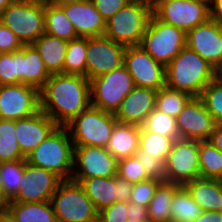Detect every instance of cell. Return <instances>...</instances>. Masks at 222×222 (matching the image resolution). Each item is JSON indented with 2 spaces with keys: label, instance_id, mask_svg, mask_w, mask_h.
Listing matches in <instances>:
<instances>
[{
  "label": "cell",
  "instance_id": "6da1fadb",
  "mask_svg": "<svg viewBox=\"0 0 222 222\" xmlns=\"http://www.w3.org/2000/svg\"><path fill=\"white\" fill-rule=\"evenodd\" d=\"M90 106V80L83 75L52 74L40 90V110L65 126Z\"/></svg>",
  "mask_w": 222,
  "mask_h": 222
},
{
  "label": "cell",
  "instance_id": "7a4b0ae2",
  "mask_svg": "<svg viewBox=\"0 0 222 222\" xmlns=\"http://www.w3.org/2000/svg\"><path fill=\"white\" fill-rule=\"evenodd\" d=\"M216 76L214 67L186 46L165 67V86L199 97Z\"/></svg>",
  "mask_w": 222,
  "mask_h": 222
},
{
  "label": "cell",
  "instance_id": "3957f363",
  "mask_svg": "<svg viewBox=\"0 0 222 222\" xmlns=\"http://www.w3.org/2000/svg\"><path fill=\"white\" fill-rule=\"evenodd\" d=\"M26 162L53 172L62 181L72 180L74 143L66 126L57 125L26 157Z\"/></svg>",
  "mask_w": 222,
  "mask_h": 222
},
{
  "label": "cell",
  "instance_id": "277c9868",
  "mask_svg": "<svg viewBox=\"0 0 222 222\" xmlns=\"http://www.w3.org/2000/svg\"><path fill=\"white\" fill-rule=\"evenodd\" d=\"M0 21L23 45H32L45 32V4L42 0H14Z\"/></svg>",
  "mask_w": 222,
  "mask_h": 222
},
{
  "label": "cell",
  "instance_id": "5b68a950",
  "mask_svg": "<svg viewBox=\"0 0 222 222\" xmlns=\"http://www.w3.org/2000/svg\"><path fill=\"white\" fill-rule=\"evenodd\" d=\"M116 122L114 114L90 105L65 126L74 147L98 146L106 148Z\"/></svg>",
  "mask_w": 222,
  "mask_h": 222
},
{
  "label": "cell",
  "instance_id": "8992f818",
  "mask_svg": "<svg viewBox=\"0 0 222 222\" xmlns=\"http://www.w3.org/2000/svg\"><path fill=\"white\" fill-rule=\"evenodd\" d=\"M50 201L57 222H98V212L78 182L61 181Z\"/></svg>",
  "mask_w": 222,
  "mask_h": 222
},
{
  "label": "cell",
  "instance_id": "52a82bcc",
  "mask_svg": "<svg viewBox=\"0 0 222 222\" xmlns=\"http://www.w3.org/2000/svg\"><path fill=\"white\" fill-rule=\"evenodd\" d=\"M152 11L130 0L106 21L105 36L124 46L141 45Z\"/></svg>",
  "mask_w": 222,
  "mask_h": 222
},
{
  "label": "cell",
  "instance_id": "ba28073f",
  "mask_svg": "<svg viewBox=\"0 0 222 222\" xmlns=\"http://www.w3.org/2000/svg\"><path fill=\"white\" fill-rule=\"evenodd\" d=\"M186 36L184 30L159 20L152 13L141 46L166 67L186 47Z\"/></svg>",
  "mask_w": 222,
  "mask_h": 222
},
{
  "label": "cell",
  "instance_id": "9c48e42d",
  "mask_svg": "<svg viewBox=\"0 0 222 222\" xmlns=\"http://www.w3.org/2000/svg\"><path fill=\"white\" fill-rule=\"evenodd\" d=\"M135 87L125 65L90 80V105L115 114Z\"/></svg>",
  "mask_w": 222,
  "mask_h": 222
},
{
  "label": "cell",
  "instance_id": "30bf717a",
  "mask_svg": "<svg viewBox=\"0 0 222 222\" xmlns=\"http://www.w3.org/2000/svg\"><path fill=\"white\" fill-rule=\"evenodd\" d=\"M200 178L199 141L176 139L165 162V182L184 183Z\"/></svg>",
  "mask_w": 222,
  "mask_h": 222
},
{
  "label": "cell",
  "instance_id": "8fae6325",
  "mask_svg": "<svg viewBox=\"0 0 222 222\" xmlns=\"http://www.w3.org/2000/svg\"><path fill=\"white\" fill-rule=\"evenodd\" d=\"M152 13L186 33L210 19L209 4L202 0H165Z\"/></svg>",
  "mask_w": 222,
  "mask_h": 222
},
{
  "label": "cell",
  "instance_id": "7c38bea8",
  "mask_svg": "<svg viewBox=\"0 0 222 222\" xmlns=\"http://www.w3.org/2000/svg\"><path fill=\"white\" fill-rule=\"evenodd\" d=\"M118 160L105 147H74L72 180L107 178L117 175Z\"/></svg>",
  "mask_w": 222,
  "mask_h": 222
},
{
  "label": "cell",
  "instance_id": "4fadbf2b",
  "mask_svg": "<svg viewBox=\"0 0 222 222\" xmlns=\"http://www.w3.org/2000/svg\"><path fill=\"white\" fill-rule=\"evenodd\" d=\"M126 46L110 38H87L86 77L91 80L124 65Z\"/></svg>",
  "mask_w": 222,
  "mask_h": 222
},
{
  "label": "cell",
  "instance_id": "5bb4252c",
  "mask_svg": "<svg viewBox=\"0 0 222 222\" xmlns=\"http://www.w3.org/2000/svg\"><path fill=\"white\" fill-rule=\"evenodd\" d=\"M40 111V91L22 83L0 85V119L19 120Z\"/></svg>",
  "mask_w": 222,
  "mask_h": 222
},
{
  "label": "cell",
  "instance_id": "9a60e30c",
  "mask_svg": "<svg viewBox=\"0 0 222 222\" xmlns=\"http://www.w3.org/2000/svg\"><path fill=\"white\" fill-rule=\"evenodd\" d=\"M124 65L135 86L156 91L165 86V66L155 61L141 45L126 47Z\"/></svg>",
  "mask_w": 222,
  "mask_h": 222
},
{
  "label": "cell",
  "instance_id": "2e32d148",
  "mask_svg": "<svg viewBox=\"0 0 222 222\" xmlns=\"http://www.w3.org/2000/svg\"><path fill=\"white\" fill-rule=\"evenodd\" d=\"M175 119L181 139L208 141L217 125L200 96L192 97Z\"/></svg>",
  "mask_w": 222,
  "mask_h": 222
},
{
  "label": "cell",
  "instance_id": "e0dca14e",
  "mask_svg": "<svg viewBox=\"0 0 222 222\" xmlns=\"http://www.w3.org/2000/svg\"><path fill=\"white\" fill-rule=\"evenodd\" d=\"M62 180L53 172L26 162L19 192L8 202L36 203L50 201Z\"/></svg>",
  "mask_w": 222,
  "mask_h": 222
},
{
  "label": "cell",
  "instance_id": "ac0fdd59",
  "mask_svg": "<svg viewBox=\"0 0 222 222\" xmlns=\"http://www.w3.org/2000/svg\"><path fill=\"white\" fill-rule=\"evenodd\" d=\"M186 46L217 70L222 64V25L208 19L189 30Z\"/></svg>",
  "mask_w": 222,
  "mask_h": 222
},
{
  "label": "cell",
  "instance_id": "d6986e66",
  "mask_svg": "<svg viewBox=\"0 0 222 222\" xmlns=\"http://www.w3.org/2000/svg\"><path fill=\"white\" fill-rule=\"evenodd\" d=\"M57 124L42 110L15 120V133L22 154L27 157L50 134Z\"/></svg>",
  "mask_w": 222,
  "mask_h": 222
},
{
  "label": "cell",
  "instance_id": "ffe728a7",
  "mask_svg": "<svg viewBox=\"0 0 222 222\" xmlns=\"http://www.w3.org/2000/svg\"><path fill=\"white\" fill-rule=\"evenodd\" d=\"M156 90L135 86L114 114L117 122L141 126L155 109Z\"/></svg>",
  "mask_w": 222,
  "mask_h": 222
},
{
  "label": "cell",
  "instance_id": "44dd1931",
  "mask_svg": "<svg viewBox=\"0 0 222 222\" xmlns=\"http://www.w3.org/2000/svg\"><path fill=\"white\" fill-rule=\"evenodd\" d=\"M61 8L73 24L78 37L91 38L105 34L106 21L91 0L67 4Z\"/></svg>",
  "mask_w": 222,
  "mask_h": 222
},
{
  "label": "cell",
  "instance_id": "7402d4cb",
  "mask_svg": "<svg viewBox=\"0 0 222 222\" xmlns=\"http://www.w3.org/2000/svg\"><path fill=\"white\" fill-rule=\"evenodd\" d=\"M183 186L202 211L222 212V180L196 178Z\"/></svg>",
  "mask_w": 222,
  "mask_h": 222
},
{
  "label": "cell",
  "instance_id": "603a6c76",
  "mask_svg": "<svg viewBox=\"0 0 222 222\" xmlns=\"http://www.w3.org/2000/svg\"><path fill=\"white\" fill-rule=\"evenodd\" d=\"M140 129L141 126L136 124L116 122L106 147L107 150L117 160L134 156L139 147Z\"/></svg>",
  "mask_w": 222,
  "mask_h": 222
},
{
  "label": "cell",
  "instance_id": "cb8c5ba5",
  "mask_svg": "<svg viewBox=\"0 0 222 222\" xmlns=\"http://www.w3.org/2000/svg\"><path fill=\"white\" fill-rule=\"evenodd\" d=\"M50 76L37 49L33 45H23L21 48V83L40 91Z\"/></svg>",
  "mask_w": 222,
  "mask_h": 222
},
{
  "label": "cell",
  "instance_id": "d4e9b609",
  "mask_svg": "<svg viewBox=\"0 0 222 222\" xmlns=\"http://www.w3.org/2000/svg\"><path fill=\"white\" fill-rule=\"evenodd\" d=\"M39 52L49 73H63V65L68 47V41L43 33L33 44Z\"/></svg>",
  "mask_w": 222,
  "mask_h": 222
},
{
  "label": "cell",
  "instance_id": "484cf974",
  "mask_svg": "<svg viewBox=\"0 0 222 222\" xmlns=\"http://www.w3.org/2000/svg\"><path fill=\"white\" fill-rule=\"evenodd\" d=\"M5 209L15 222H57L51 201L8 202Z\"/></svg>",
  "mask_w": 222,
  "mask_h": 222
},
{
  "label": "cell",
  "instance_id": "4316f807",
  "mask_svg": "<svg viewBox=\"0 0 222 222\" xmlns=\"http://www.w3.org/2000/svg\"><path fill=\"white\" fill-rule=\"evenodd\" d=\"M79 184L83 187L97 212L117 201V187L114 176L107 178H85Z\"/></svg>",
  "mask_w": 222,
  "mask_h": 222
},
{
  "label": "cell",
  "instance_id": "83f0119b",
  "mask_svg": "<svg viewBox=\"0 0 222 222\" xmlns=\"http://www.w3.org/2000/svg\"><path fill=\"white\" fill-rule=\"evenodd\" d=\"M180 186L177 183L162 182L147 207L148 217L155 222H170L171 202L175 191Z\"/></svg>",
  "mask_w": 222,
  "mask_h": 222
},
{
  "label": "cell",
  "instance_id": "f1b7e54d",
  "mask_svg": "<svg viewBox=\"0 0 222 222\" xmlns=\"http://www.w3.org/2000/svg\"><path fill=\"white\" fill-rule=\"evenodd\" d=\"M174 140L158 133L140 129L139 147L134 155H149L164 164L171 153Z\"/></svg>",
  "mask_w": 222,
  "mask_h": 222
},
{
  "label": "cell",
  "instance_id": "f546056e",
  "mask_svg": "<svg viewBox=\"0 0 222 222\" xmlns=\"http://www.w3.org/2000/svg\"><path fill=\"white\" fill-rule=\"evenodd\" d=\"M45 33L70 41L79 38L61 7L45 5Z\"/></svg>",
  "mask_w": 222,
  "mask_h": 222
},
{
  "label": "cell",
  "instance_id": "4dcf8cb0",
  "mask_svg": "<svg viewBox=\"0 0 222 222\" xmlns=\"http://www.w3.org/2000/svg\"><path fill=\"white\" fill-rule=\"evenodd\" d=\"M170 210V222H194L202 213L200 206L191 198L183 185L175 191Z\"/></svg>",
  "mask_w": 222,
  "mask_h": 222
},
{
  "label": "cell",
  "instance_id": "1f68e13d",
  "mask_svg": "<svg viewBox=\"0 0 222 222\" xmlns=\"http://www.w3.org/2000/svg\"><path fill=\"white\" fill-rule=\"evenodd\" d=\"M15 133V120L0 119V163L25 160Z\"/></svg>",
  "mask_w": 222,
  "mask_h": 222
},
{
  "label": "cell",
  "instance_id": "d6a6232c",
  "mask_svg": "<svg viewBox=\"0 0 222 222\" xmlns=\"http://www.w3.org/2000/svg\"><path fill=\"white\" fill-rule=\"evenodd\" d=\"M200 178L222 180V152L209 141H199Z\"/></svg>",
  "mask_w": 222,
  "mask_h": 222
},
{
  "label": "cell",
  "instance_id": "836d02e7",
  "mask_svg": "<svg viewBox=\"0 0 222 222\" xmlns=\"http://www.w3.org/2000/svg\"><path fill=\"white\" fill-rule=\"evenodd\" d=\"M191 98L186 92L164 86L156 93L155 109L176 118Z\"/></svg>",
  "mask_w": 222,
  "mask_h": 222
},
{
  "label": "cell",
  "instance_id": "e575fe53",
  "mask_svg": "<svg viewBox=\"0 0 222 222\" xmlns=\"http://www.w3.org/2000/svg\"><path fill=\"white\" fill-rule=\"evenodd\" d=\"M87 38L68 41L63 73L86 76Z\"/></svg>",
  "mask_w": 222,
  "mask_h": 222
},
{
  "label": "cell",
  "instance_id": "d590c367",
  "mask_svg": "<svg viewBox=\"0 0 222 222\" xmlns=\"http://www.w3.org/2000/svg\"><path fill=\"white\" fill-rule=\"evenodd\" d=\"M25 160L0 163L4 195L11 200L18 192L24 175Z\"/></svg>",
  "mask_w": 222,
  "mask_h": 222
},
{
  "label": "cell",
  "instance_id": "8d00e7d4",
  "mask_svg": "<svg viewBox=\"0 0 222 222\" xmlns=\"http://www.w3.org/2000/svg\"><path fill=\"white\" fill-rule=\"evenodd\" d=\"M141 128L150 132L158 133L173 140L179 139L176 119L164 112L154 109L145 119Z\"/></svg>",
  "mask_w": 222,
  "mask_h": 222
},
{
  "label": "cell",
  "instance_id": "74e56055",
  "mask_svg": "<svg viewBox=\"0 0 222 222\" xmlns=\"http://www.w3.org/2000/svg\"><path fill=\"white\" fill-rule=\"evenodd\" d=\"M21 83V49L0 53V85Z\"/></svg>",
  "mask_w": 222,
  "mask_h": 222
},
{
  "label": "cell",
  "instance_id": "f35d334b",
  "mask_svg": "<svg viewBox=\"0 0 222 222\" xmlns=\"http://www.w3.org/2000/svg\"><path fill=\"white\" fill-rule=\"evenodd\" d=\"M200 97L216 123L222 124V78L216 76L204 88Z\"/></svg>",
  "mask_w": 222,
  "mask_h": 222
},
{
  "label": "cell",
  "instance_id": "ab89813d",
  "mask_svg": "<svg viewBox=\"0 0 222 222\" xmlns=\"http://www.w3.org/2000/svg\"><path fill=\"white\" fill-rule=\"evenodd\" d=\"M117 175L132 184L150 178L135 155L118 160Z\"/></svg>",
  "mask_w": 222,
  "mask_h": 222
},
{
  "label": "cell",
  "instance_id": "60d3db41",
  "mask_svg": "<svg viewBox=\"0 0 222 222\" xmlns=\"http://www.w3.org/2000/svg\"><path fill=\"white\" fill-rule=\"evenodd\" d=\"M163 181L149 178L132 186V194L129 202L147 208L153 198L156 189Z\"/></svg>",
  "mask_w": 222,
  "mask_h": 222
},
{
  "label": "cell",
  "instance_id": "b9f144b4",
  "mask_svg": "<svg viewBox=\"0 0 222 222\" xmlns=\"http://www.w3.org/2000/svg\"><path fill=\"white\" fill-rule=\"evenodd\" d=\"M127 219V202L116 201L98 212V222H126Z\"/></svg>",
  "mask_w": 222,
  "mask_h": 222
},
{
  "label": "cell",
  "instance_id": "7bdbcfd3",
  "mask_svg": "<svg viewBox=\"0 0 222 222\" xmlns=\"http://www.w3.org/2000/svg\"><path fill=\"white\" fill-rule=\"evenodd\" d=\"M142 163L147 175L152 179H157L165 182V164L149 155H135Z\"/></svg>",
  "mask_w": 222,
  "mask_h": 222
},
{
  "label": "cell",
  "instance_id": "ee69618b",
  "mask_svg": "<svg viewBox=\"0 0 222 222\" xmlns=\"http://www.w3.org/2000/svg\"><path fill=\"white\" fill-rule=\"evenodd\" d=\"M22 46L17 36L0 21V53H12Z\"/></svg>",
  "mask_w": 222,
  "mask_h": 222
},
{
  "label": "cell",
  "instance_id": "f6af8a7d",
  "mask_svg": "<svg viewBox=\"0 0 222 222\" xmlns=\"http://www.w3.org/2000/svg\"><path fill=\"white\" fill-rule=\"evenodd\" d=\"M105 21L123 8L130 0H91Z\"/></svg>",
  "mask_w": 222,
  "mask_h": 222
},
{
  "label": "cell",
  "instance_id": "bcb514c9",
  "mask_svg": "<svg viewBox=\"0 0 222 222\" xmlns=\"http://www.w3.org/2000/svg\"><path fill=\"white\" fill-rule=\"evenodd\" d=\"M114 184L117 187V202H129L133 184L118 175L114 176Z\"/></svg>",
  "mask_w": 222,
  "mask_h": 222
},
{
  "label": "cell",
  "instance_id": "7dc6e473",
  "mask_svg": "<svg viewBox=\"0 0 222 222\" xmlns=\"http://www.w3.org/2000/svg\"><path fill=\"white\" fill-rule=\"evenodd\" d=\"M128 218L141 220L148 217L147 208L127 202Z\"/></svg>",
  "mask_w": 222,
  "mask_h": 222
},
{
  "label": "cell",
  "instance_id": "c3c4849f",
  "mask_svg": "<svg viewBox=\"0 0 222 222\" xmlns=\"http://www.w3.org/2000/svg\"><path fill=\"white\" fill-rule=\"evenodd\" d=\"M210 19L222 25V0H214L210 5Z\"/></svg>",
  "mask_w": 222,
  "mask_h": 222
},
{
  "label": "cell",
  "instance_id": "681fc988",
  "mask_svg": "<svg viewBox=\"0 0 222 222\" xmlns=\"http://www.w3.org/2000/svg\"><path fill=\"white\" fill-rule=\"evenodd\" d=\"M194 222H222V212L202 211Z\"/></svg>",
  "mask_w": 222,
  "mask_h": 222
},
{
  "label": "cell",
  "instance_id": "f907efd6",
  "mask_svg": "<svg viewBox=\"0 0 222 222\" xmlns=\"http://www.w3.org/2000/svg\"><path fill=\"white\" fill-rule=\"evenodd\" d=\"M208 141L222 152V124L216 125Z\"/></svg>",
  "mask_w": 222,
  "mask_h": 222
},
{
  "label": "cell",
  "instance_id": "816d5d0a",
  "mask_svg": "<svg viewBox=\"0 0 222 222\" xmlns=\"http://www.w3.org/2000/svg\"><path fill=\"white\" fill-rule=\"evenodd\" d=\"M45 5L61 7L67 4L80 3L86 0H42Z\"/></svg>",
  "mask_w": 222,
  "mask_h": 222
},
{
  "label": "cell",
  "instance_id": "f5cc1de1",
  "mask_svg": "<svg viewBox=\"0 0 222 222\" xmlns=\"http://www.w3.org/2000/svg\"><path fill=\"white\" fill-rule=\"evenodd\" d=\"M148 7L151 11L157 8L165 0H133Z\"/></svg>",
  "mask_w": 222,
  "mask_h": 222
},
{
  "label": "cell",
  "instance_id": "db71d44e",
  "mask_svg": "<svg viewBox=\"0 0 222 222\" xmlns=\"http://www.w3.org/2000/svg\"><path fill=\"white\" fill-rule=\"evenodd\" d=\"M9 199L4 195L3 185H2V176L0 171V208H5Z\"/></svg>",
  "mask_w": 222,
  "mask_h": 222
},
{
  "label": "cell",
  "instance_id": "11a10c76",
  "mask_svg": "<svg viewBox=\"0 0 222 222\" xmlns=\"http://www.w3.org/2000/svg\"><path fill=\"white\" fill-rule=\"evenodd\" d=\"M0 222H15V221L5 208H0Z\"/></svg>",
  "mask_w": 222,
  "mask_h": 222
},
{
  "label": "cell",
  "instance_id": "9f6ffc18",
  "mask_svg": "<svg viewBox=\"0 0 222 222\" xmlns=\"http://www.w3.org/2000/svg\"><path fill=\"white\" fill-rule=\"evenodd\" d=\"M14 0H0V16L2 12L13 2Z\"/></svg>",
  "mask_w": 222,
  "mask_h": 222
},
{
  "label": "cell",
  "instance_id": "6f0895ef",
  "mask_svg": "<svg viewBox=\"0 0 222 222\" xmlns=\"http://www.w3.org/2000/svg\"><path fill=\"white\" fill-rule=\"evenodd\" d=\"M126 222H155L154 220H152L151 218L147 217V218H144V219H141V220H135V219H131V218H128Z\"/></svg>",
  "mask_w": 222,
  "mask_h": 222
},
{
  "label": "cell",
  "instance_id": "680465c9",
  "mask_svg": "<svg viewBox=\"0 0 222 222\" xmlns=\"http://www.w3.org/2000/svg\"><path fill=\"white\" fill-rule=\"evenodd\" d=\"M216 74L218 77L222 78V64L220 65V67L216 70Z\"/></svg>",
  "mask_w": 222,
  "mask_h": 222
},
{
  "label": "cell",
  "instance_id": "91938a15",
  "mask_svg": "<svg viewBox=\"0 0 222 222\" xmlns=\"http://www.w3.org/2000/svg\"><path fill=\"white\" fill-rule=\"evenodd\" d=\"M202 1H205L210 5L214 0H202Z\"/></svg>",
  "mask_w": 222,
  "mask_h": 222
}]
</instances>
